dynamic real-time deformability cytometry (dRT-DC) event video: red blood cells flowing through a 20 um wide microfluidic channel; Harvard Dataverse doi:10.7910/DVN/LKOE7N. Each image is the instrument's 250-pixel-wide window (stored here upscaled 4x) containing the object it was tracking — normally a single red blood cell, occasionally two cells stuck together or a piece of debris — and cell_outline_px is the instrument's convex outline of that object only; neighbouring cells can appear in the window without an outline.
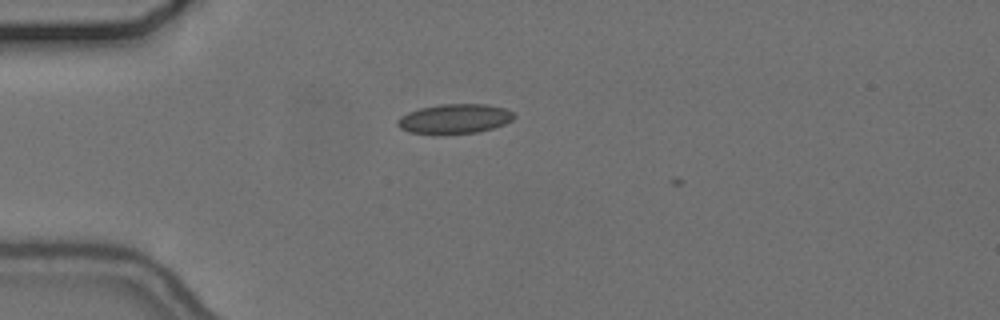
{"species": "common noctule bat (a hibernating species)", "species_latin": "Nyctalus noctula", "temperature_condition": "cold", "stored_images_in_passage": 3, "camera_frame_rate_fps": 3000, "um_per_image_px": 0.085, "animal": {"sex": "female", "body_mass_g": 24.6, "forearm_length_mm": 56.2}, "frame": {"image": 1, "passage_image": 1, "time_ms": 0.0, "image_size_px": [1000, 320], "cell_outline_px": [[516, 116], [512, 120], [504, 124], [492, 128], [476, 132], [408, 132], [400, 128], [396, 124], [396, 120], [400, 116], [408, 112], [420, 108], [440, 104], [488, 104], [504, 108], [512, 112]], "centroid_in_image_um": [38.64, 10.06], "position_along_channel_um": 46.4, "area_um2": 19.59}}